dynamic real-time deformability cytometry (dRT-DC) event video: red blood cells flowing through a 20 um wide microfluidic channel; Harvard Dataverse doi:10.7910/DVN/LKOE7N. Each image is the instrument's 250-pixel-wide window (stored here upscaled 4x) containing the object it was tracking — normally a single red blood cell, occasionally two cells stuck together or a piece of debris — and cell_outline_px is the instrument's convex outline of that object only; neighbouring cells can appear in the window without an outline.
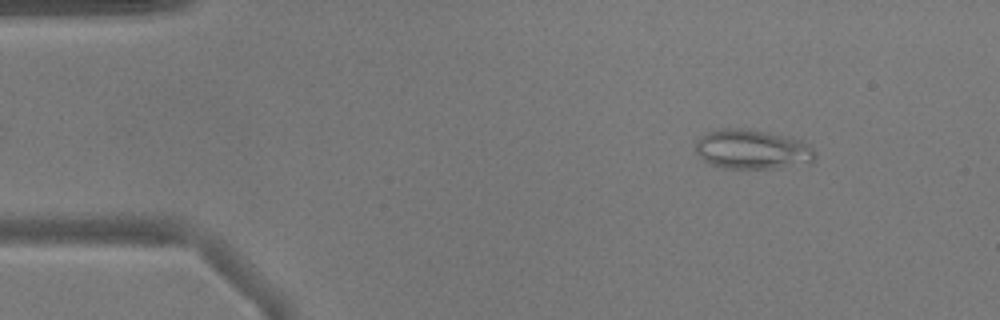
{"species": "common noctule bat (a hibernating species)", "species_latin": "Nyctalus noctula", "temperature_condition": "warm", "stored_images_in_passage": 51, "camera_frame_rate_fps": 3000, "um_per_image_px": 0.085, "animal": {"sex": "male", "body_mass_g": 17.9}, "frame": {"image": 1, "passage_image": 6, "time_ms": 1.667, "image_size_px": [1000, 320], "cell_outline_px": [[816, 160], [808, 164], [772, 168], [720, 168], [708, 164], [696, 152], [696, 140], [700, 136], [708, 132], [720, 128], [744, 128], [792, 136], [808, 144], [816, 152]], "centroid_in_image_um": [63.96, 12.69], "position_along_channel_um": 21.0, "area_um2": 28.03}}
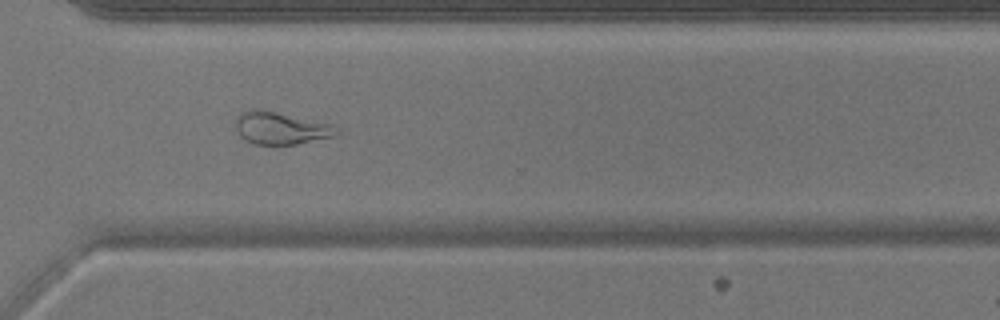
{"frame": {"image": 2, "passage_image": 37, "time_ms": 12.0, "image_size_px": [1000, 320], "cell_outline_px": [[340, 136], [296, 144], [252, 144], [244, 140], [240, 136], [236, 128], [236, 116], [240, 112], [256, 108], [276, 112], [332, 124], [340, 128]], "centroid_in_image_um": [23.91, 10.9], "position_along_channel_um": 346.7, "area_um2": 19.36}}
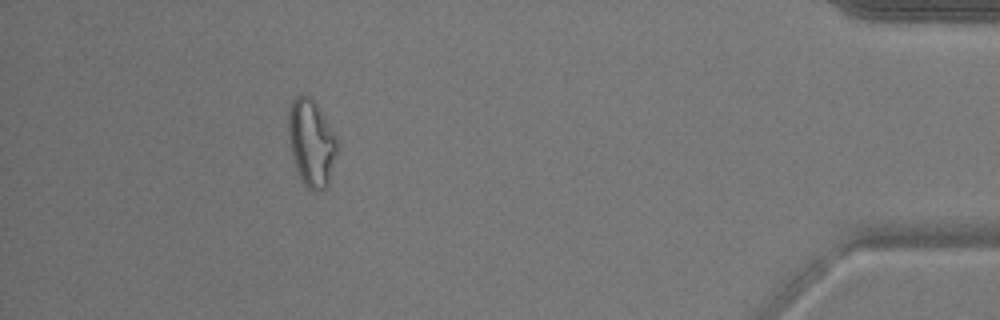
{"frame": {"image": 3, "passage_image": 46, "time_ms": 15.0, "image_size_px": [1000, 320], "cell_outline_px": [[336, 152], [328, 188], [316, 192], [312, 192], [304, 184], [296, 168], [288, 136], [288, 112], [292, 100], [300, 92], [308, 96], [316, 104], [336, 140]], "centroid_in_image_um": [26.43, 12.17], "position_along_channel_um": 408.8, "area_um2": 24.22}, "authors_computed_cell_mechanics": {"area_um2": 22.7154, "velocity_mm_per_s": 3.9122, "shape_relaxation_time_tau1_ms": null, "shape_relaxation_time_tau2_ms": 3.1808, "deformation_change_tau1": null, "deformation_change_tau2": 0.1165}}